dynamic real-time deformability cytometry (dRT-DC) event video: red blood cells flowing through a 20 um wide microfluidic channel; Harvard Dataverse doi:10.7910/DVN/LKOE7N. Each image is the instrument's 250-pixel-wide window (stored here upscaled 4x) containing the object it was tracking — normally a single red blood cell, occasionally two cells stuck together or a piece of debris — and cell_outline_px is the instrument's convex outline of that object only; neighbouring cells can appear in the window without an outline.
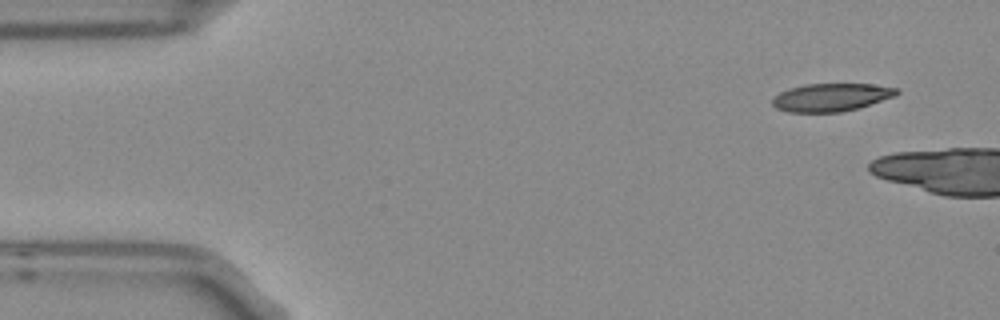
{"species": "Egyptian fruit bat (a non-hibernating species)", "species_latin": "Rousettus aegyptiacus", "temperature_condition": "room temperature", "stored_images_in_passage": 3, "camera_frame_rate_fps": 3000, "um_per_image_px": 0.085, "frame": {"image": 1, "passage_image": 1, "time_ms": 0.0, "image_size_px": [1000, 320], "cell_outline_px": [[900, 92], [896, 96], [856, 108], [840, 112], [788, 112], [776, 108], [772, 104], [772, 100], [780, 92], [788, 88], [804, 84], [872, 84], [896, 88]], "centroid_in_image_um": [70.63, 8.26], "position_along_channel_um": 14.4, "area_um2": 20.11}}